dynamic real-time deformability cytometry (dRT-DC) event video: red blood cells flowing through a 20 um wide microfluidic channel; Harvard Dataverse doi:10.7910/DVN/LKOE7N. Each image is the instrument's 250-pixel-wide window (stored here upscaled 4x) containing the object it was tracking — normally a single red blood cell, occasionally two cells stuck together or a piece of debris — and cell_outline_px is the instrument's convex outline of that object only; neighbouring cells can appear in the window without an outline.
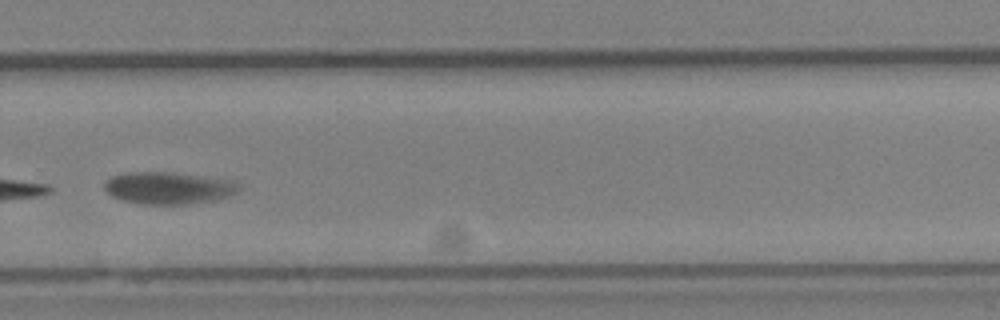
{"species": "Egyptian fruit bat (a non-hibernating species)", "species_latin": "Rousettus aegyptiacus", "temperature_condition": "cold", "stored_images_in_passage": 34, "camera_frame_rate_fps": 3000, "um_per_image_px": 0.085, "animal": {"sex": "female"}, "frame": {"image": 1, "passage_image": 20, "time_ms": 6.333, "image_size_px": [1000, 320], "cell_outline_px": [[240, 192], [216, 200], [188, 204], [140, 204], [120, 200], [112, 196], [104, 188], [104, 184], [112, 176], [128, 172], [172, 172], [236, 180], [240, 184]], "centroid_in_image_um": [14.38, 15.98], "position_along_channel_um": 315.4, "area_um2": 25.49}}
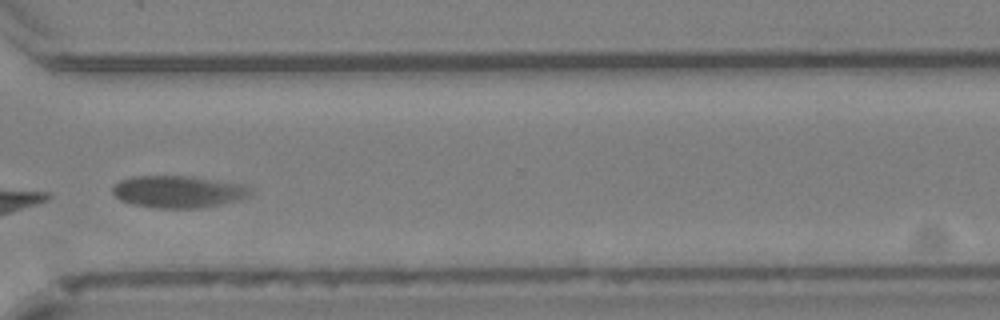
{"frame": {"image": 2, "passage_image": 23, "time_ms": 7.333, "image_size_px": [1000, 320], "cell_outline_px": [[256, 188], [252, 196], [240, 200], [200, 208], [156, 208], [132, 204], [120, 200], [112, 192], [112, 188], [120, 180], [132, 176], [192, 176], [244, 184]], "centroid_in_image_um": [15.24, 16.29], "position_along_channel_um": 355.4, "area_um2": 26.24}}